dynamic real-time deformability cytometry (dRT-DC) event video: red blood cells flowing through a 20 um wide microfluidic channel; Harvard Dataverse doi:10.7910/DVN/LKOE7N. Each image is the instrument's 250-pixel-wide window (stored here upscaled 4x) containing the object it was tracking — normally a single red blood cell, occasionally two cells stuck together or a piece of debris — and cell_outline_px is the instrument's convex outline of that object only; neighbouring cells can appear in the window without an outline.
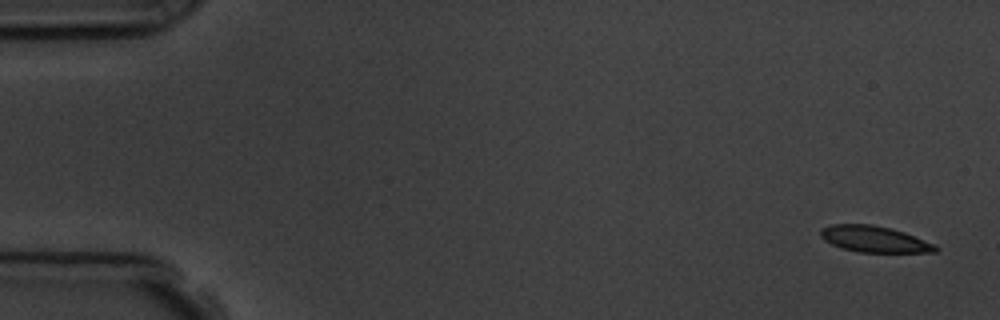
{"species": "common noctule bat (a hibernating species)", "species_latin": "Nyctalus noctula", "temperature_condition": "room temperature", "stored_images_in_passage": 6, "segment_of_instrument_passage": [1, 2], "camera_frame_rate_fps": 3000, "um_per_image_px": 0.085, "animal": {"sex": "male", "body_mass_g": 19.5, "forearm_length_mm": 54.6}, "frame": {"image": 1, "passage_image": 1, "time_ms": 0.0, "image_size_px": [1000, 320], "cell_outline_px": [[940, 248], [936, 252], [860, 252], [840, 248], [824, 240], [820, 236], [820, 228], [832, 224], [872, 224], [892, 228], [904, 232], [936, 244]], "centroid_in_image_um": [74.32, 20.32], "position_along_channel_um": 10.7, "area_um2": 17.74}}
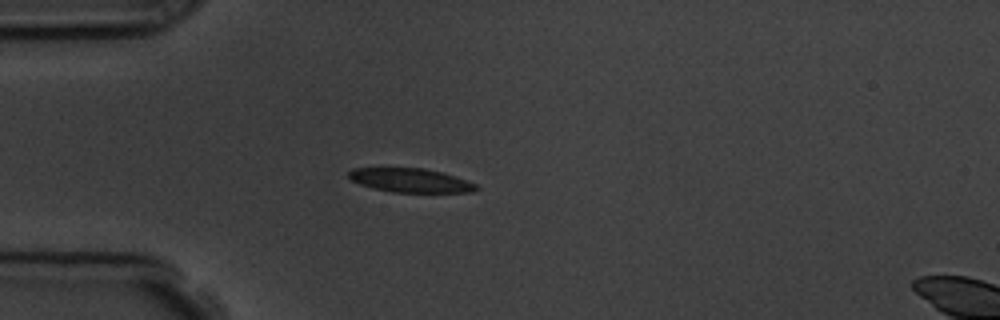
{"frame": {"image": 2, "passage_image": 5, "time_ms": 4.333, "image_size_px": [1000, 320], "cell_outline_px": [[480, 188], [472, 192], [392, 192], [360, 184], [352, 180], [348, 176], [348, 172], [352, 168], [424, 168], [444, 172], [476, 184]], "centroid_in_image_um": [34.91, 15.32], "position_along_channel_um": 50.1, "area_um2": 17.69}}